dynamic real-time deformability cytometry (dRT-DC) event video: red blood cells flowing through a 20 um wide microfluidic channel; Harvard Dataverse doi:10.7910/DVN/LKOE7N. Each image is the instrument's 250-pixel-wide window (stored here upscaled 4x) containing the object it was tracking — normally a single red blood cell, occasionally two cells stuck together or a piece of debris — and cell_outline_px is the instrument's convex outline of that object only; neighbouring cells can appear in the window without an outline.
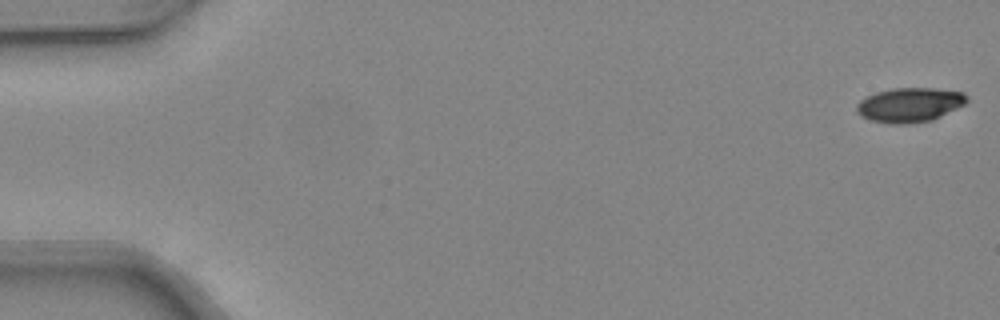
{"species": "common noctule bat (a hibernating species)", "species_latin": "Nyctalus noctula", "temperature_condition": "warm", "stored_images_in_passage": 48, "camera_frame_rate_fps": 3000, "um_per_image_px": 0.085, "animal": {"sex": "female", "body_mass_g": 24.6, "forearm_length_mm": 56.2}, "frame": {"image": 1, "passage_image": 1, "time_ms": 0.0, "image_size_px": [1000, 320], "cell_outline_px": [[968, 100], [964, 104], [932, 120], [904, 124], [888, 124], [872, 120], [860, 116], [856, 112], [856, 104], [860, 100], [876, 92], [892, 88], [936, 88], [964, 92], [968, 96]], "centroid_in_image_um": [77.3, 8.91], "position_along_channel_um": 7.7, "area_um2": 22.14}}
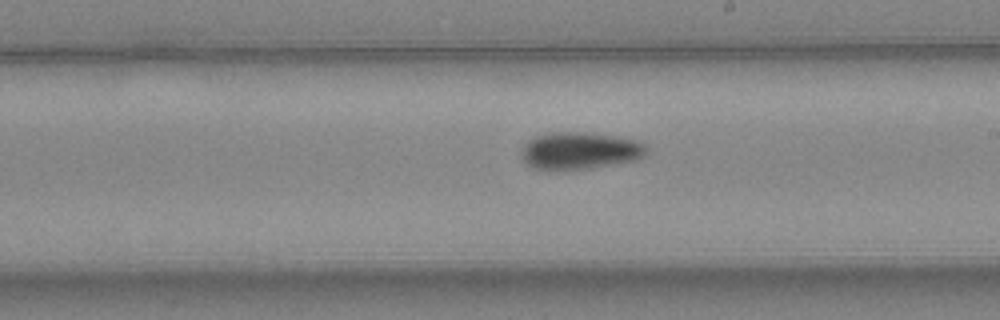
{"frame": {"image": 2, "passage_image": 28, "time_ms": 9.0, "image_size_px": [1000, 320], "cell_outline_px": [[648, 152], [644, 156], [636, 160], [592, 168], [532, 168], [520, 156], [520, 148], [532, 136], [552, 132], [580, 132], [620, 136], [640, 140], [644, 144]], "centroid_in_image_um": [49.3, 12.77], "position_along_channel_um": 239.7, "area_um2": 27.17}}
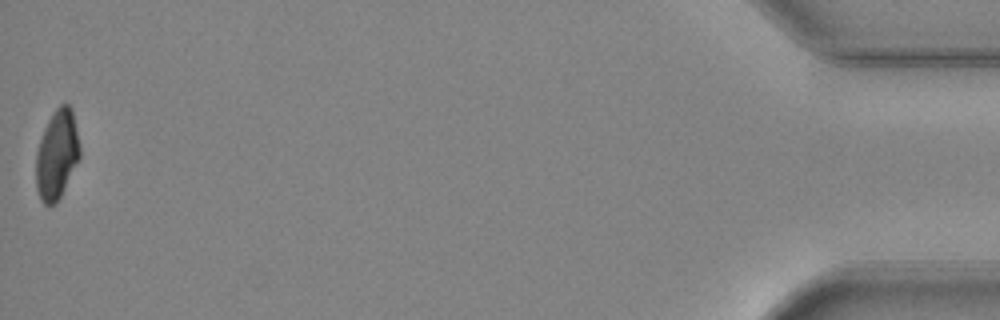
{"frame": {"image": 3, "passage_image": 48, "time_ms": 15.667, "image_size_px": [1000, 320], "cell_outline_px": [[80, 156], [56, 204], [44, 204], [40, 200], [36, 188], [36, 152], [44, 128], [48, 120], [56, 108], [60, 104], [68, 104], [72, 108], [80, 148]], "centroid_in_image_um": [4.82, 13.13], "position_along_channel_um": 430.4, "area_um2": 22.54}, "authors_computed_cell_mechanics": {"area_um2": 24.7962, "velocity_mm_per_s": 4.3235, "shape_relaxation_time_tau1_ms": 5.6032, "shape_relaxation_time_tau2_ms": null, "deformation_change_tau1": 0.1844, "deformation_change_tau2": null}}